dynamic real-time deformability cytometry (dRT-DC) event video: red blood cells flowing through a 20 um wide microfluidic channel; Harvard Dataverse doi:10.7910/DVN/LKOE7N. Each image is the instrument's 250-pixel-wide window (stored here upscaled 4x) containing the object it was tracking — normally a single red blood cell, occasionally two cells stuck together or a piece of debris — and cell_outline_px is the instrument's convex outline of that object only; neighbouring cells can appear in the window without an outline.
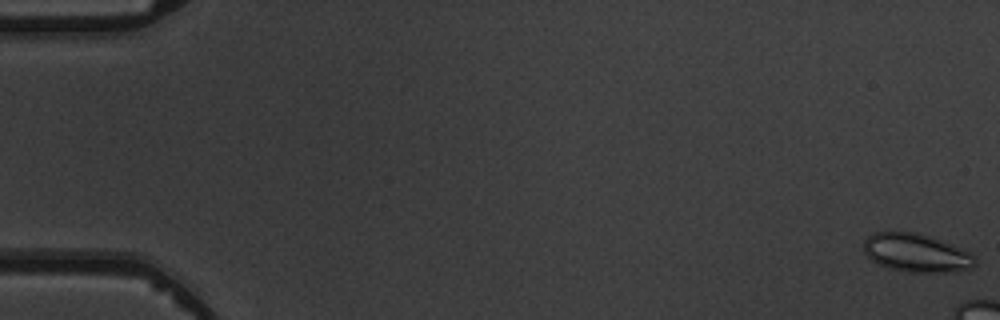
{"species": "common noctule bat (a hibernating species)", "species_latin": "Nyctalus noctula", "temperature_condition": "warm", "stored_images_in_passage": 4, "camera_frame_rate_fps": 3000, "um_per_image_px": 0.085, "animal": {"sex": "male", "body_mass_g": 19.5, "forearm_length_mm": 54.6}, "frame": {"image": 1, "passage_image": 1, "time_ms": 0.0, "image_size_px": [1000, 320], "cell_outline_px": [[976, 264], [968, 268], [956, 272], [908, 272], [888, 268], [872, 260], [864, 252], [864, 240], [872, 232], [916, 232], [952, 244], [972, 252], [976, 260]], "centroid_in_image_um": [77.9, 21.49], "position_along_channel_um": 7.1, "area_um2": 24.91}}